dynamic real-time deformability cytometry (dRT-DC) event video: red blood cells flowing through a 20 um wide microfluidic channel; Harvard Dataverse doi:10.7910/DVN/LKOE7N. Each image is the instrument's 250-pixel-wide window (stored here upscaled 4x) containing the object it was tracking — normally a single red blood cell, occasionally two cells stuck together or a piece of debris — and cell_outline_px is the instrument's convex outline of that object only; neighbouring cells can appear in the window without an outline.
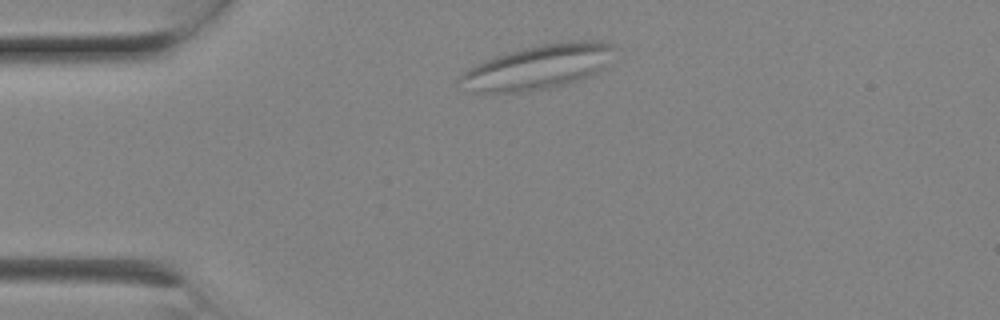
{"species": "Egyptian fruit bat (a non-hibernating species)", "species_latin": "Rousettus aegyptiacus", "temperature_condition": "room temperature", "stored_images_in_passage": 7, "camera_frame_rate_fps": 3000, "um_per_image_px": 0.085, "animal": {"sex": "female"}, "frame": {"image": 1, "passage_image": 2, "time_ms": 0.333, "image_size_px": [1000, 320], "cell_outline_px": [[604, 48], [588, 72], [580, 76], [568, 80], [548, 84], [520, 88], [488, 88], [464, 76], [472, 68], [480, 64], [516, 52], [532, 48], [552, 44], [604, 44]], "centroid_in_image_um": [45.64, 5.63], "position_along_channel_um": 39.4, "area_um2": 29.77}}
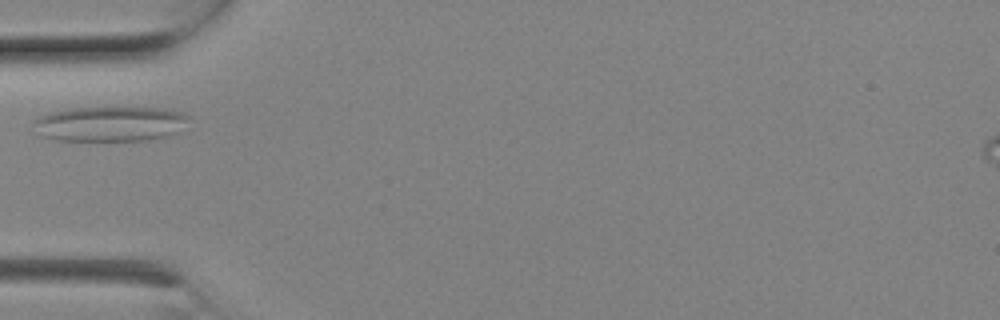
{"frame": {"image": 2, "passage_image": 4, "time_ms": 1.0, "image_size_px": [1000, 320], "cell_outline_px": [[184, 116], [156, 136], [136, 140], [60, 140], [48, 136], [36, 120], [44, 116], [60, 112], [88, 108], [144, 108], [176, 112]], "centroid_in_image_um": [9.16, 10.52], "position_along_channel_um": 75.8, "area_um2": 27.4}}